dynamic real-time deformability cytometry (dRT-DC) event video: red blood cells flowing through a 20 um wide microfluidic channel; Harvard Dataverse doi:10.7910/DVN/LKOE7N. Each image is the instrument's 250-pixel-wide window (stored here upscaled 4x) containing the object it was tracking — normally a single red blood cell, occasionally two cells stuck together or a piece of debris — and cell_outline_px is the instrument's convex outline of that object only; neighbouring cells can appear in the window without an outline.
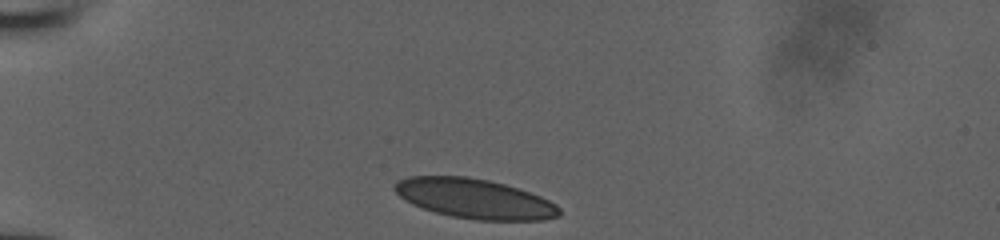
{"species": "human", "species_latin": "Homo sapiens", "temperature_condition": "room temperature", "stored_images_in_passage": 31, "camera_frame_rate_fps": 3000, "um_per_image_px": 0.085, "donor": {"sex": "male"}, "frame": {"image": 1, "passage_image": 1, "time_ms": 0.0, "image_size_px": [1000, 240], "cell_outline_px": [[560, 216], [544, 220], [476, 220], [452, 216], [436, 212], [412, 204], [404, 200], [392, 188], [396, 180], [408, 176], [468, 176], [488, 180], [504, 184], [540, 196], [556, 204], [560, 208]], "centroid_in_image_um": [40.32, 16.88], "position_along_channel_um": 44.7, "area_um2": 38.09}}
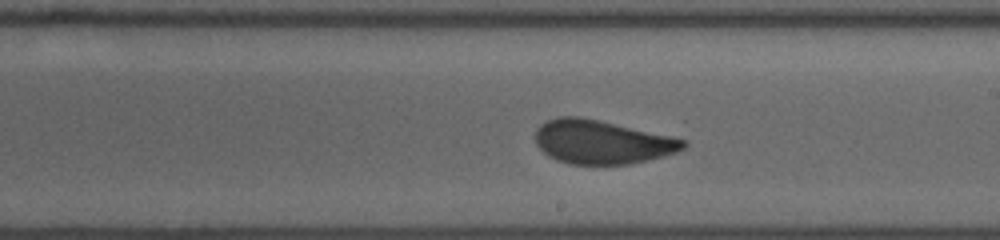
{"frame": {"image": 2, "passage_image": 18, "time_ms": 5.667, "image_size_px": [1000, 240], "cell_outline_px": [[688, 144], [684, 148], [676, 152], [628, 164], [568, 164], [556, 160], [548, 156], [536, 144], [536, 128], [540, 124], [548, 120], [560, 116], [580, 116], [672, 136], [688, 140]], "centroid_in_image_um": [51.14, 12.06], "position_along_channel_um": 237.9, "area_um2": 37.57}}
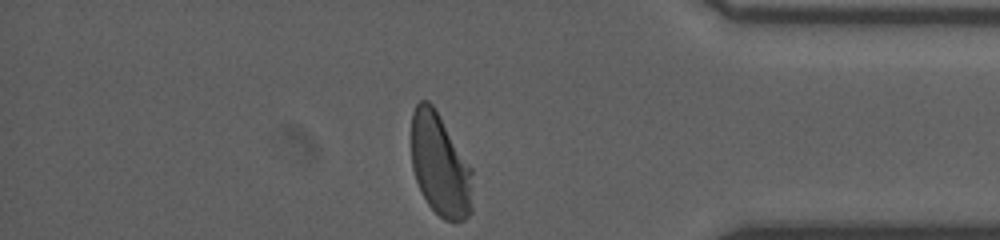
{"frame": {"image": 3, "passage_image": 31, "time_ms": 10.0, "image_size_px": [1000, 240], "cell_outline_px": [[472, 212], [464, 220], [444, 220], [428, 204], [416, 180], [412, 168], [412, 112], [416, 104], [420, 100], [428, 100], [432, 104], [472, 168]], "centroid_in_image_um": [37.41, 14.03], "position_along_channel_um": 397.8, "area_um2": 36.36}}